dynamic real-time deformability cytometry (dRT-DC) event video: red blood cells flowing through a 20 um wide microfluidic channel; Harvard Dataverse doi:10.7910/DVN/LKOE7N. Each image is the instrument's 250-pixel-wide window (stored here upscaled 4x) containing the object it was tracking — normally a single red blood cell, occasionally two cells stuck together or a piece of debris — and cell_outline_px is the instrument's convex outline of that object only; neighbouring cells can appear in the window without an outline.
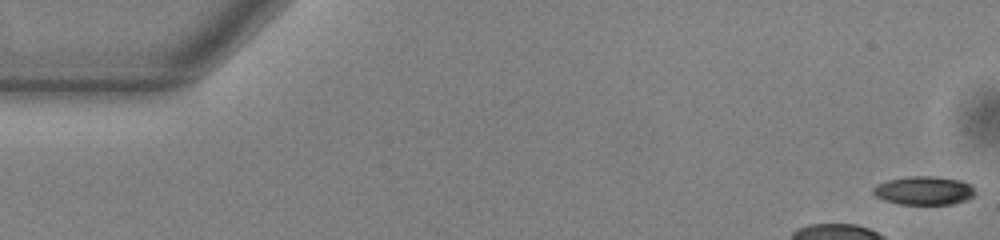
{"species": "common noctule bat (a hibernating species)", "species_latin": "Nyctalus noctula", "temperature_condition": "warm", "stored_images_in_passage": 15, "camera_frame_rate_fps": 3000, "um_per_image_px": 0.085, "animal": {"sex": "male", "body_mass_g": 13.0, "forearm_length_mm": 53.1}, "frame": {"image": 1, "passage_image": 1, "time_ms": 0.0, "image_size_px": [1000, 240], "cell_outline_px": [[976, 196], [968, 200], [952, 204], [900, 204], [884, 200], [876, 196], [872, 192], [872, 188], [876, 184], [888, 180], [908, 176], [932, 176], [960, 180], [972, 184], [976, 192]], "centroid_in_image_um": [78.57, 16.2], "position_along_channel_um": 6.4, "area_um2": 17.22}}